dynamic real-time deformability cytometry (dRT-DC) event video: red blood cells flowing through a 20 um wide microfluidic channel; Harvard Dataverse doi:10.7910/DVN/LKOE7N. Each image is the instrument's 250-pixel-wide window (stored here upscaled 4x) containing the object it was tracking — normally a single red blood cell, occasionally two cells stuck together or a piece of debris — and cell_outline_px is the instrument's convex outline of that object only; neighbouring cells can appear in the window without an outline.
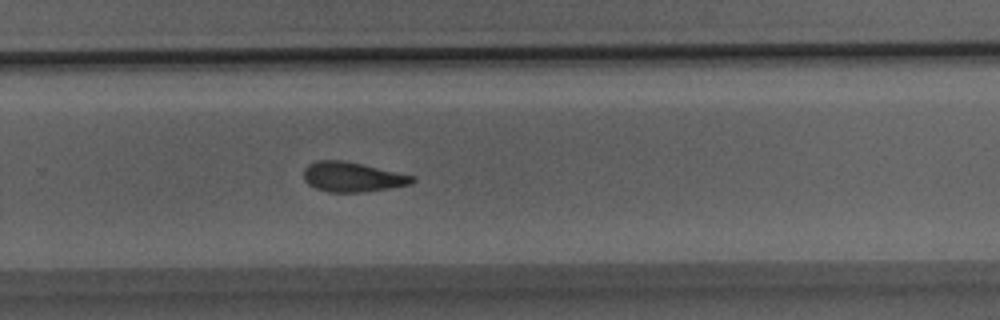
{"species": "Egyptian fruit bat (a non-hibernating species)", "species_latin": "Rousettus aegyptiacus", "temperature_condition": "room temperature", "stored_images_in_passage": 24, "camera_frame_rate_fps": 3000, "um_per_image_px": 0.085, "animal": {"sex": "male"}, "frame": {"image": 1, "passage_image": 13, "time_ms": 4.0, "image_size_px": [1000, 320], "cell_outline_px": [[416, 180], [412, 184], [364, 192], [328, 192], [316, 188], [308, 184], [304, 180], [304, 168], [308, 164], [316, 160], [340, 160], [360, 164], [416, 176]], "centroid_in_image_um": [29.94, 15.04], "position_along_channel_um": 299.9, "area_um2": 18.79}}
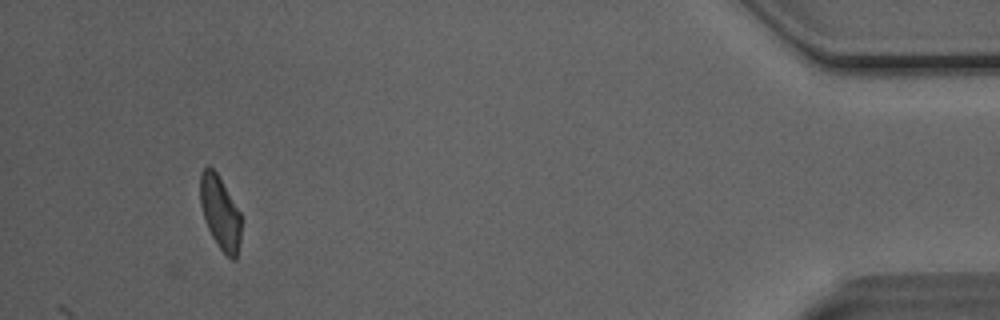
{"frame": {"image": 2, "passage_image": 22, "time_ms": 7.0, "image_size_px": [1000, 320], "cell_outline_px": [[240, 240], [236, 260], [232, 260], [220, 248], [212, 236], [208, 228], [200, 204], [200, 172], [208, 164], [216, 172], [240, 212]], "centroid_in_image_um": [18.7, 18.06], "position_along_channel_um": 416.5, "area_um2": 17.22}}